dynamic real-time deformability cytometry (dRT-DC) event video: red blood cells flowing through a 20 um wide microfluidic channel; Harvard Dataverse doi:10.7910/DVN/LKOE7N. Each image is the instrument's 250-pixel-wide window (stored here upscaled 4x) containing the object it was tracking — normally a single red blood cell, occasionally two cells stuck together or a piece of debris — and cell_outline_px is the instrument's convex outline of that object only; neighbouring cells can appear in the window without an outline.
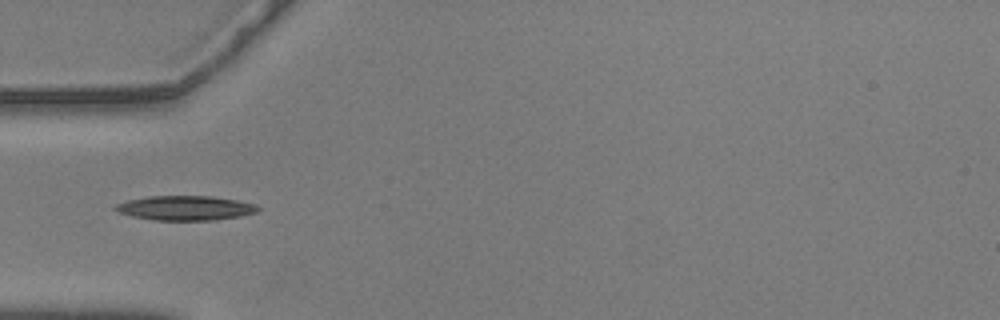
{"species": "common noctule bat (a hibernating species)", "species_latin": "Nyctalus noctula", "temperature_condition": "warm", "stored_images_in_passage": 39, "camera_frame_rate_fps": 3000, "um_per_image_px": 0.085, "animal": {"sex": "male", "body_mass_g": 20.5, "forearm_length_mm": 52.5}, "frame": {"image": 1, "passage_image": 1, "time_ms": 0.0, "image_size_px": [1000, 320], "cell_outline_px": [[260, 208], [256, 212], [240, 216], [216, 220], [152, 220], [132, 216], [120, 212], [112, 208], [116, 204], [128, 200], [148, 196], [212, 196], [236, 200], [256, 204]], "centroid_in_image_um": [15.75, 17.68], "position_along_channel_um": 69.2, "area_um2": 20.35}}
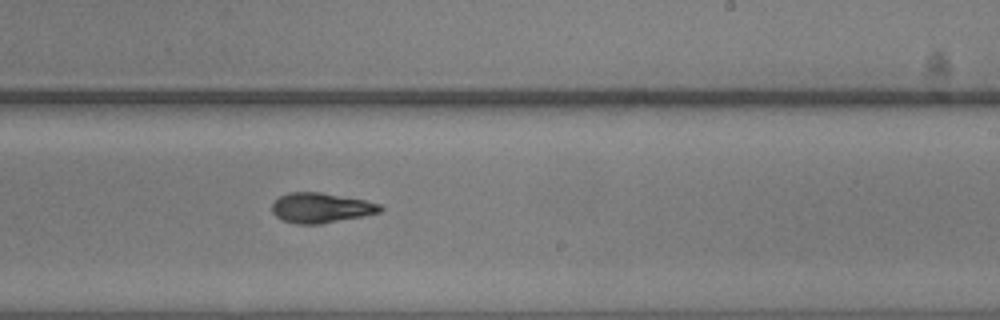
{"frame": {"image": 2, "passage_image": 17, "time_ms": 5.333, "image_size_px": [1000, 320], "cell_outline_px": [[384, 208], [380, 212], [364, 216], [320, 224], [296, 224], [284, 220], [276, 216], [272, 212], [272, 204], [280, 196], [288, 192], [320, 192], [364, 200], [380, 204]], "centroid_in_image_um": [27.28, 17.67], "position_along_channel_um": 261.7, "area_um2": 18.84}}
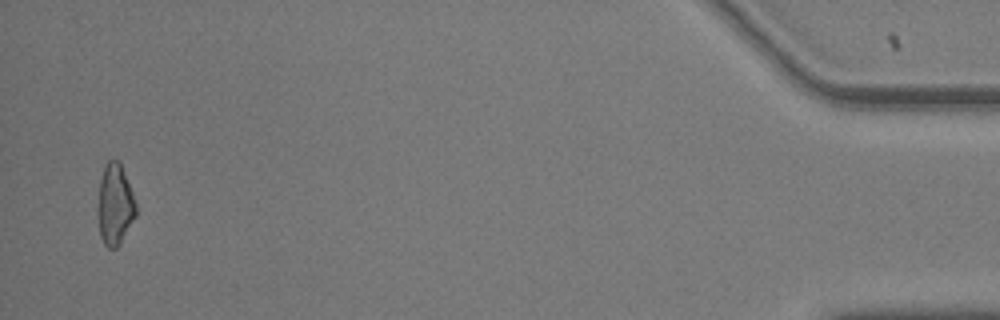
{"frame": {"image": 3, "passage_image": 38, "time_ms": 12.333, "image_size_px": [1000, 320], "cell_outline_px": [[136, 216], [120, 244], [116, 248], [108, 248], [104, 244], [100, 236], [96, 208], [100, 180], [104, 168], [108, 160], [120, 160], [132, 192], [136, 204]], "centroid_in_image_um": [9.75, 17.4], "position_along_channel_um": 425.4, "area_um2": 18.26}, "authors_computed_cell_mechanics": {"area_um2": 18.496, "velocity_mm_per_s": 3.5874, "shape_relaxation_time_tau1_ms": 4.3851, "shape_relaxation_time_tau2_ms": 9.4605, "deformation_change_tau1": 0.167, "deformation_change_tau2": 0.2148}}